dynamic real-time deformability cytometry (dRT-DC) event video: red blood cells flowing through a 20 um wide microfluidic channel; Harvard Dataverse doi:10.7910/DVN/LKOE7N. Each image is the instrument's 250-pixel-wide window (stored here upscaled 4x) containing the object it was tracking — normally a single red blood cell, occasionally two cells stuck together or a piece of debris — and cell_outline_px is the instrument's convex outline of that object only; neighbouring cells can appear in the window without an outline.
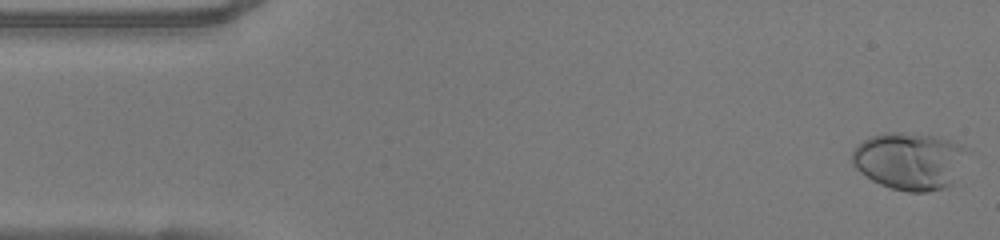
{"species": "human", "species_latin": "Homo sapiens", "temperature_condition": "warm", "stored_images_in_passage": 49, "camera_frame_rate_fps": 3000, "um_per_image_px": 0.085, "donor": {"sex": "female"}, "frame": {"image": 1, "passage_image": 1, "time_ms": 0.0, "image_size_px": [1000, 240], "cell_outline_px": [[960, 148], [952, 184], [944, 188], [928, 192], [908, 192], [892, 188], [880, 184], [872, 180], [860, 172], [852, 164], [852, 152], [864, 140], [872, 136], [884, 132], [896, 132], [936, 136], [960, 144]], "centroid_in_image_um": [77.16, 13.69], "position_along_channel_um": 7.8, "area_um2": 36.93}}
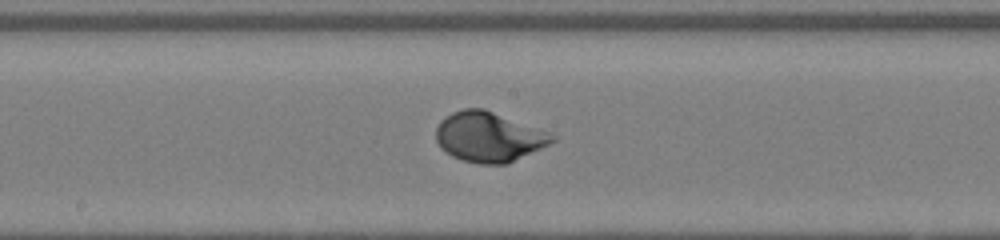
{"frame": {"image": 2, "passage_image": 25, "time_ms": 8.0, "image_size_px": [1000, 240], "cell_outline_px": [[556, 140], [508, 164], [476, 164], [452, 156], [440, 148], [436, 140], [436, 128], [440, 120], [452, 112], [464, 108], [484, 108], [548, 132], [556, 136]], "centroid_in_image_um": [41.51, 11.64], "position_along_channel_um": 206.7, "area_um2": 33.7}}
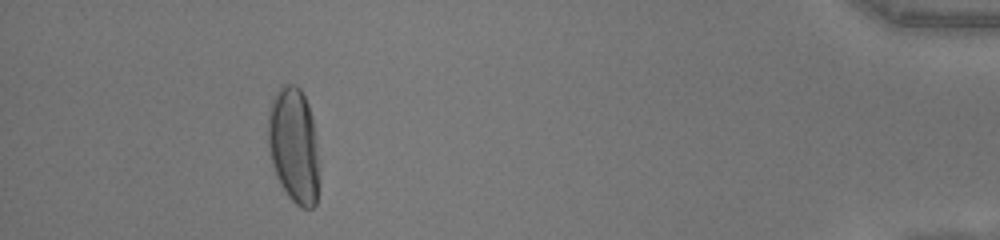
{"frame": {"image": 3, "passage_image": 45, "time_ms": 14.667, "image_size_px": [1000, 240], "cell_outline_px": [[320, 164], [316, 204], [312, 208], [300, 208], [288, 196], [280, 184], [276, 176], [272, 164], [268, 148], [268, 108], [272, 96], [280, 84], [292, 84], [300, 88], [308, 104], [312, 116], [320, 160]], "centroid_in_image_um": [24.98, 12.35], "position_along_channel_um": 410.2, "area_um2": 35.32}}